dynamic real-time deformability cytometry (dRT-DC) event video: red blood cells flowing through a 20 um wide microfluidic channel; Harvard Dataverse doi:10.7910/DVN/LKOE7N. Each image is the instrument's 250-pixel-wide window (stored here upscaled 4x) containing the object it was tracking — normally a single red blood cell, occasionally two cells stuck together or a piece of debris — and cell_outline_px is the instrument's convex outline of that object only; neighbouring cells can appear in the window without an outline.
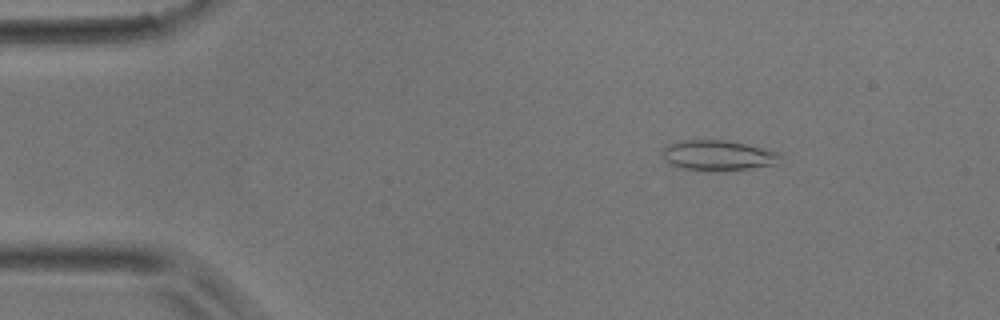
{"species": "common noctule bat (a hibernating species)", "species_latin": "Nyctalus noctula", "temperature_condition": "room temperature", "stored_images_in_passage": 46, "camera_frame_rate_fps": 3000, "um_per_image_px": 0.085, "animal": {"sex": "male", "body_mass_g": 17.9}, "frame": {"image": 1, "passage_image": 5, "time_ms": 1.333, "image_size_px": [1000, 320], "cell_outline_px": [[784, 156], [780, 164], [748, 168], [712, 172], [704, 172], [680, 168], [668, 164], [664, 160], [664, 148], [668, 144], [684, 140], [728, 140], [764, 148], [780, 152]], "centroid_in_image_um": [61.08, 13.23], "position_along_channel_um": 23.9, "area_um2": 21.33}}
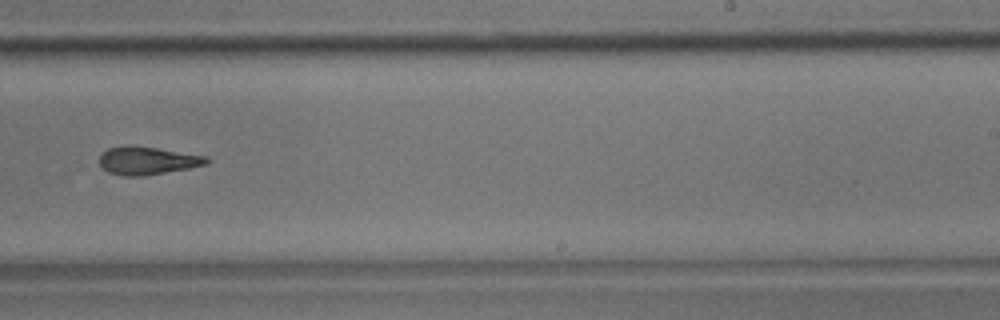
{"frame": {"image": 2, "passage_image": 28, "time_ms": 9.0, "image_size_px": [1000, 320], "cell_outline_px": [[212, 160], [208, 164], [188, 168], [140, 176], [124, 176], [108, 172], [100, 164], [100, 156], [108, 148], [156, 148], [208, 156]], "centroid_in_image_um": [12.61, 13.69], "position_along_channel_um": 276.4, "area_um2": 16.7}}
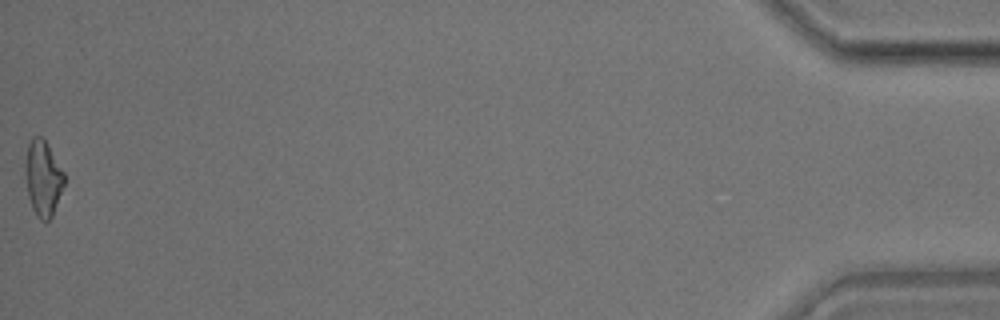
{"frame": {"image": 3, "passage_image": 46, "time_ms": 15.0, "image_size_px": [1000, 320], "cell_outline_px": [[64, 184], [52, 216], [48, 220], [40, 220], [36, 216], [32, 208], [28, 196], [24, 172], [24, 160], [28, 144], [32, 136], [40, 136], [48, 144], [64, 172]], "centroid_in_image_um": [3.63, 15.12], "position_along_channel_um": 431.6, "area_um2": 17.28}}